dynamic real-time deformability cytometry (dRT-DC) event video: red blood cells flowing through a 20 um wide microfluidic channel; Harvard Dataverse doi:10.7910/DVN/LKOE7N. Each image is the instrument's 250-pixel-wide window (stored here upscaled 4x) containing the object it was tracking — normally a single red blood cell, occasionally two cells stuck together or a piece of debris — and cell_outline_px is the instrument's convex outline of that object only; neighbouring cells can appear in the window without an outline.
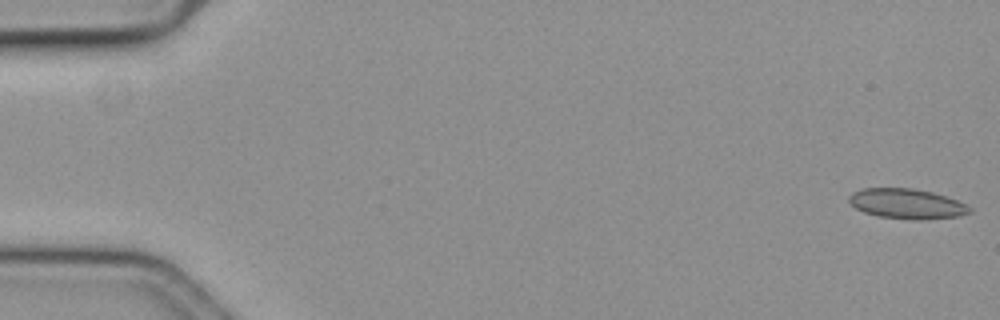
{"species": "common noctule bat (a hibernating species)", "species_latin": "Nyctalus noctula", "temperature_condition": "cold", "stored_images_in_passage": 58, "camera_frame_rate_fps": 3000, "um_per_image_px": 0.085, "animal": {"sex": "female", "body_mass_g": 19.3, "forearm_length_mm": 54.1}, "frame": {"image": 1, "passage_image": 1, "time_ms": 0.0, "image_size_px": [1000, 320], "cell_outline_px": [[972, 212], [960, 216], [924, 220], [908, 220], [880, 216], [864, 212], [856, 208], [848, 200], [848, 196], [852, 192], [864, 188], [912, 188], [932, 192], [956, 200], [972, 208]], "centroid_in_image_um": [77.08, 17.33], "position_along_channel_um": 7.9, "area_um2": 21.15}}
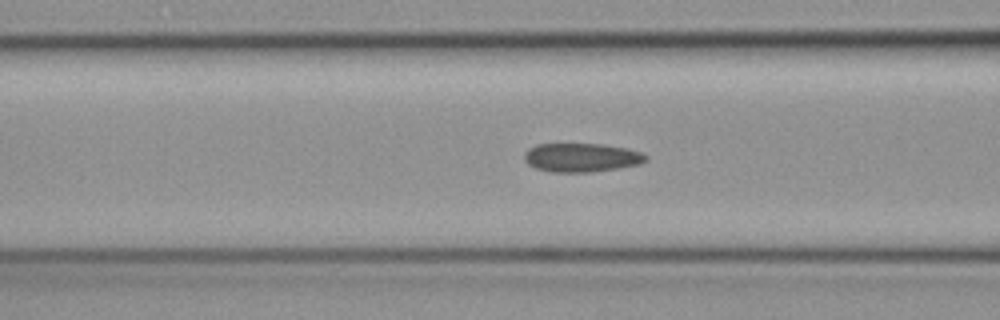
{"frame": {"image": 2, "passage_image": 23, "time_ms": 7.333, "image_size_px": [1000, 320], "cell_outline_px": [[648, 160], [640, 164], [620, 168], [592, 172], [552, 172], [536, 168], [528, 164], [524, 160], [524, 152], [528, 148], [536, 144], [600, 144], [628, 148], [640, 152], [648, 156]], "centroid_in_image_um": [49.43, 13.39], "position_along_channel_um": 117.2, "area_um2": 20.58}}
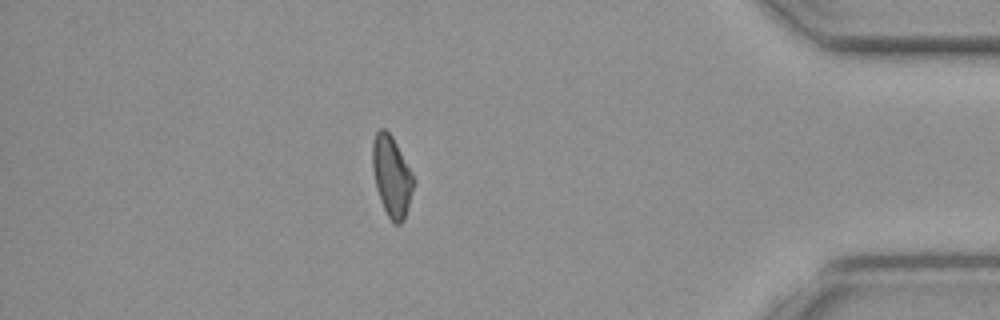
{"frame": {"image": 3, "passage_image": 50, "time_ms": 16.333, "image_size_px": [1000, 320], "cell_outline_px": [[416, 180], [404, 220], [400, 224], [392, 224], [380, 200], [376, 188], [372, 168], [372, 140], [376, 132], [380, 128], [384, 128], [392, 136]], "centroid_in_image_um": [33.29, 14.99], "position_along_channel_um": 401.9, "area_um2": 19.42}, "authors_computed_cell_mechanics": {"area_um2": 20.2878, "velocity_mm_per_s": 3.6377, "shape_relaxation_time_tau1_ms": null, "shape_relaxation_time_tau2_ms": 3.8113, "deformation_change_tau1": null, "deformation_change_tau2": 0.0998}}